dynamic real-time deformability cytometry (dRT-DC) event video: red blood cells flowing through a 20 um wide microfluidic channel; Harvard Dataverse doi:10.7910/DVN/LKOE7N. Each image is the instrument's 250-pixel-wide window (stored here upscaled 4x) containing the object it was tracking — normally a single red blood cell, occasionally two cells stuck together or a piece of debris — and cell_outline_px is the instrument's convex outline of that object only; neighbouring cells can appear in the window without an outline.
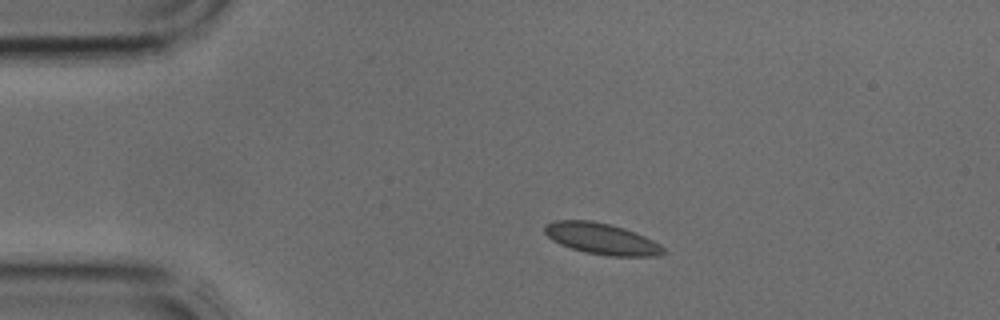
{"species": "common noctule bat (a hibernating species)", "species_latin": "Nyctalus noctula", "temperature_condition": "cold", "stored_images_in_passage": 33, "camera_frame_rate_fps": 3000, "um_per_image_px": 0.085, "animal": {"sex": "male", "body_mass_g": 17.9, "forearm_length_mm": 54.2}, "frame": {"image": 1, "passage_image": 1, "time_ms": 0.0, "image_size_px": [1000, 320], "cell_outline_px": [[664, 252], [656, 256], [608, 256], [584, 252], [560, 244], [552, 240], [544, 232], [544, 228], [548, 224], [556, 220], [592, 220], [624, 228], [644, 236], [660, 244], [664, 248]], "centroid_in_image_um": [51.13, 20.3], "position_along_channel_um": 33.9, "area_um2": 21.39}}
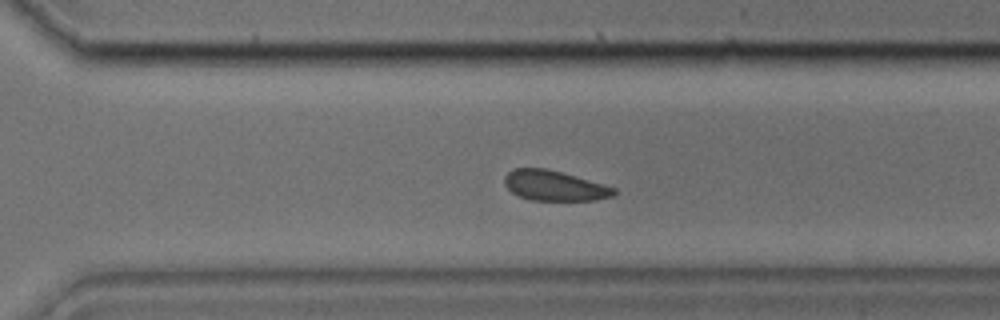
{"frame": {"image": 2, "passage_image": 21, "time_ms": 6.667, "image_size_px": [1000, 320], "cell_outline_px": [[616, 192], [612, 196], [596, 200], [532, 200], [520, 196], [512, 192], [504, 184], [504, 176], [512, 168], [548, 168], [616, 188]], "centroid_in_image_um": [47.1, 15.77], "position_along_channel_um": 323.5, "area_um2": 19.13}}
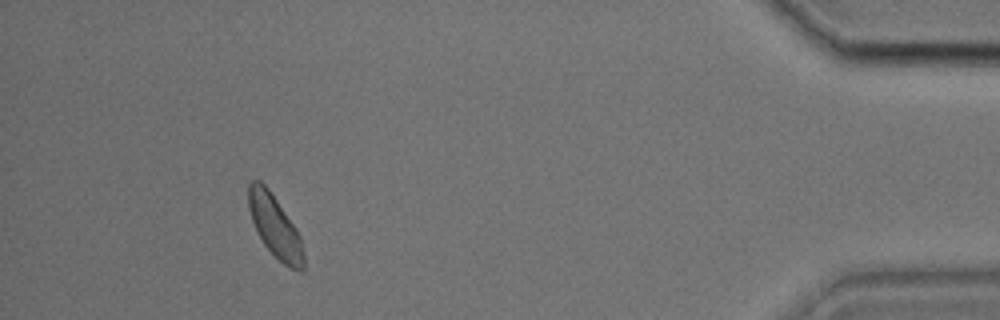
{"frame": {"image": 3, "passage_image": 30, "time_ms": 9.667, "image_size_px": [1000, 320], "cell_outline_px": [[304, 268], [300, 272], [288, 268], [264, 244], [256, 232], [248, 208], [248, 184], [252, 180], [260, 180], [268, 188], [296, 228], [300, 236], [304, 252]], "centroid_in_image_um": [23.37, 19.25], "position_along_channel_um": 411.8, "area_um2": 19.94}}